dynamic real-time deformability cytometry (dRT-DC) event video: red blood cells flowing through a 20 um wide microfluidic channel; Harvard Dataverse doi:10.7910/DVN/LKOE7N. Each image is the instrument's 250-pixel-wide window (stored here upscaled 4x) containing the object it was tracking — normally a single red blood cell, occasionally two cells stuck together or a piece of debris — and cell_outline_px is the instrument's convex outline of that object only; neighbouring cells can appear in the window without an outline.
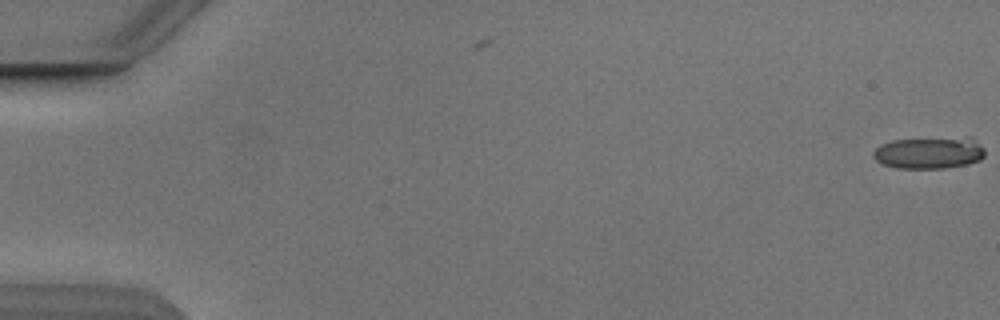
{"species": "Egyptian fruit bat (a non-hibernating species)", "species_latin": "Rousettus aegyptiacus", "temperature_condition": "cold", "stored_images_in_passage": 3, "camera_frame_rate_fps": 3000, "um_per_image_px": 0.085, "animal": {"sex": "male"}, "frame": {"image": 1, "passage_image": 3, "time_ms": 0.667, "image_size_px": [1000, 320], "cell_outline_px": [[984, 156], [980, 160], [968, 164], [944, 168], [896, 168], [884, 164], [876, 160], [872, 156], [872, 152], [880, 144], [892, 140], [964, 136], [972, 136], [984, 148]], "centroid_in_image_um": [79.01, 12.96], "position_along_channel_um": 6.0, "area_um2": 21.15}}